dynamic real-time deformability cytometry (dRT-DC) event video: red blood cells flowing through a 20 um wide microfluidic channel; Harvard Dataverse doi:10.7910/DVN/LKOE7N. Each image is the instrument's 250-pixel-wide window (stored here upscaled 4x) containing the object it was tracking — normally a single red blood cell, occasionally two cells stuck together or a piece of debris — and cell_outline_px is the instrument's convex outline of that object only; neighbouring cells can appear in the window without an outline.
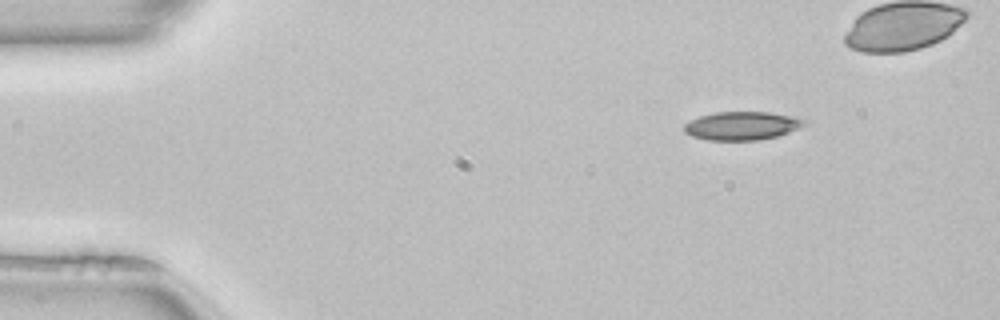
{"species": "common noctule bat (a hibernating species)", "species_latin": "Nyctalus noctula", "temperature_condition": "room temperature", "stored_images_in_passage": 45, "camera_frame_rate_fps": 3000, "um_per_image_px": 0.085, "animal": {"sex": "female", "body_mass_g": 22.7, "forearm_length_mm": 54.2}, "frame": {"image": 1, "passage_image": 7, "time_ms": 2.0, "image_size_px": [1000, 320], "cell_outline_px": [[808, 120], [800, 128], [776, 136], [760, 140], [708, 140], [692, 136], [684, 132], [684, 124], [700, 116], [716, 112], [768, 112], [792, 116]], "centroid_in_image_um": [63.07, 10.69], "position_along_channel_um": 21.9, "area_um2": 19.77}}